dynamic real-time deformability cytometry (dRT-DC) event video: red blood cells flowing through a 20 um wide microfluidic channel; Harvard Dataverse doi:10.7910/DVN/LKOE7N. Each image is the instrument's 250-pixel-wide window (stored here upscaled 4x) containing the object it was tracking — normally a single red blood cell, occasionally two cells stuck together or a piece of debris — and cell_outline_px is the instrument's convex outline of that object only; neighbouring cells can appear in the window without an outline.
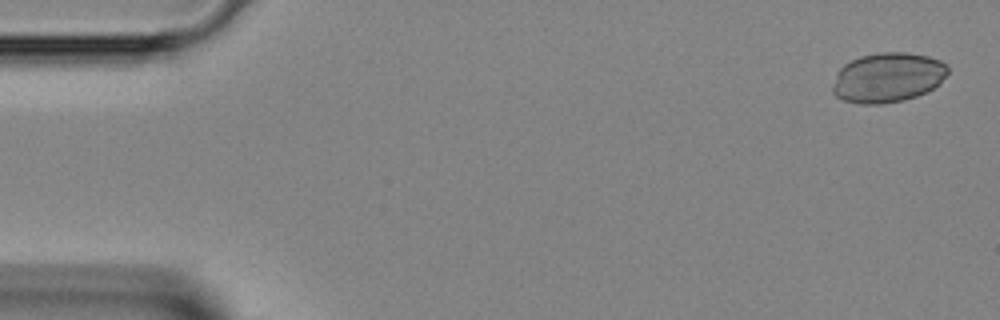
{"species": "Egyptian fruit bat (a non-hibernating species)", "species_latin": "Rousettus aegyptiacus", "temperature_condition": "room temperature", "stored_images_in_passage": 6, "camera_frame_rate_fps": 3000, "um_per_image_px": 0.085, "animal": {"sex": "female"}, "frame": {"image": 1, "passage_image": 2, "time_ms": 0.333, "image_size_px": [1000, 320], "cell_outline_px": [[948, 72], [940, 84], [916, 96], [904, 100], [880, 104], [860, 104], [844, 100], [836, 96], [832, 92], [832, 84], [836, 72], [844, 64], [860, 56], [880, 52], [904, 52], [928, 56], [940, 60], [948, 64]], "centroid_in_image_um": [75.45, 6.58], "position_along_channel_um": 9.6, "area_um2": 33.58}}